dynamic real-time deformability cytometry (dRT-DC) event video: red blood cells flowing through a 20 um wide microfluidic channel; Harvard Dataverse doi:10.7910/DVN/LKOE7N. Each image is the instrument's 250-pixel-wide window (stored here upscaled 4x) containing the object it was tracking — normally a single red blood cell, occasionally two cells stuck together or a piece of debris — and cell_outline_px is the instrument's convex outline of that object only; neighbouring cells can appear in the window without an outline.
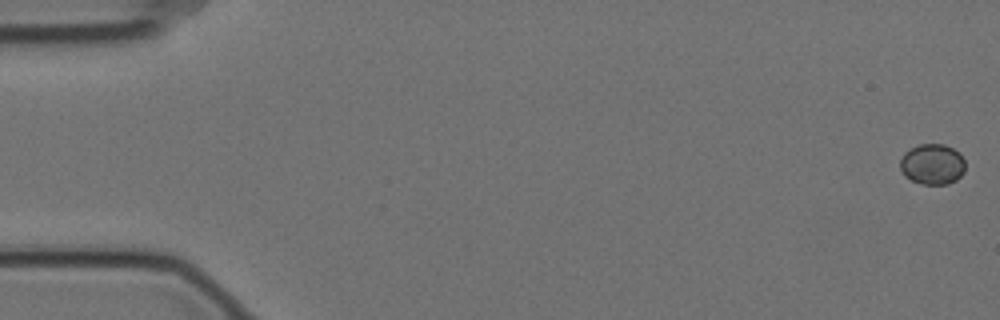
{"species": "Egyptian fruit bat (a non-hibernating species)", "species_latin": "Rousettus aegyptiacus", "temperature_condition": "cold", "stored_images_in_passage": 58, "camera_frame_rate_fps": 3000, "um_per_image_px": 0.085, "animal": {"sex": "female"}, "frame": {"image": 1, "passage_image": 1, "time_ms": 0.0, "image_size_px": [1000, 320], "cell_outline_px": [[964, 172], [956, 180], [948, 184], [924, 184], [912, 180], [904, 176], [900, 168], [900, 160], [904, 152], [920, 144], [944, 144], [960, 152], [964, 160]], "centroid_in_image_um": [79.25, 13.95], "position_along_channel_um": 5.7, "area_um2": 15.43}}
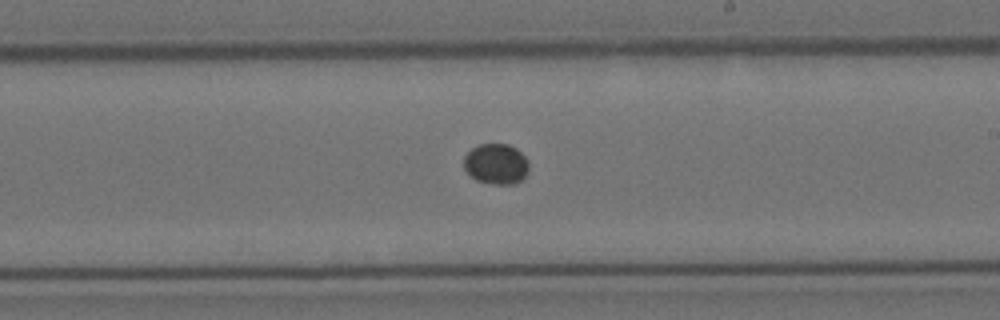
{"frame": {"image": 2, "passage_image": 34, "time_ms": 11.0, "image_size_px": [1000, 320], "cell_outline_px": [[528, 172], [516, 184], [492, 184], [476, 180], [464, 168], [464, 156], [472, 148], [480, 144], [508, 144], [516, 148], [528, 160]], "centroid_in_image_um": [42.17, 13.93], "position_along_channel_um": 246.8, "area_um2": 15.32}}
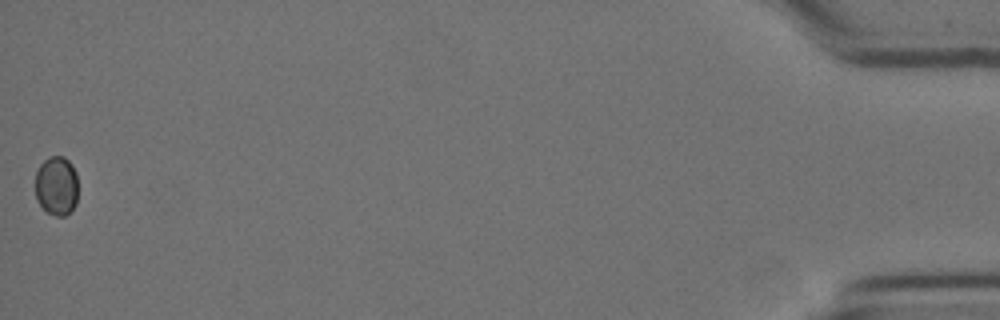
{"frame": {"image": 3, "passage_image": 58, "time_ms": 19.0, "image_size_px": [1000, 320], "cell_outline_px": [[76, 204], [64, 216], [56, 216], [48, 212], [36, 200], [36, 172], [40, 164], [48, 156], [64, 156], [72, 164], [76, 172]], "centroid_in_image_um": [4.79, 15.76], "position_along_channel_um": 430.4, "area_um2": 14.68}}